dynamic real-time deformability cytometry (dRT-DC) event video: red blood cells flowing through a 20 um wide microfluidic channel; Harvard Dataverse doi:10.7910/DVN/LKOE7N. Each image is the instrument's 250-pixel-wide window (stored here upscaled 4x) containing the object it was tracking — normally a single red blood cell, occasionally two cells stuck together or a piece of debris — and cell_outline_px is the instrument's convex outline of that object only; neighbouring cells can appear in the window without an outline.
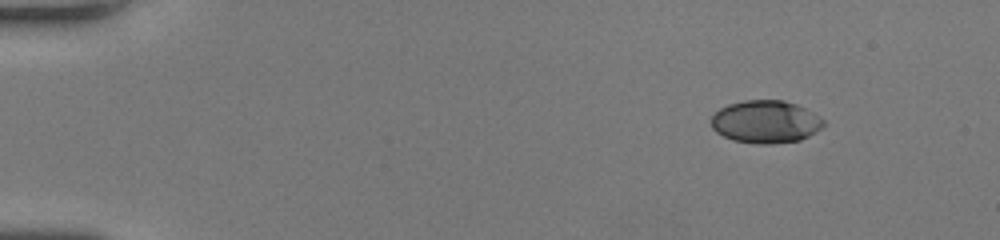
{"species": "human", "species_latin": "Homo sapiens", "temperature_condition": "room temperature", "stored_images_in_passage": 44, "camera_frame_rate_fps": 3000, "um_per_image_px": 0.085, "donor": {"sex": "female"}, "frame": {"image": 1, "passage_image": 1, "time_ms": 0.0, "image_size_px": [1000, 240], "cell_outline_px": [[824, 124], [816, 132], [800, 140], [772, 144], [756, 144], [732, 140], [716, 132], [712, 128], [712, 116], [720, 108], [728, 104], [744, 100], [784, 100], [796, 104], [812, 112], [824, 120]], "centroid_in_image_um": [65.06, 10.35], "position_along_channel_um": 19.9, "area_um2": 27.92}}
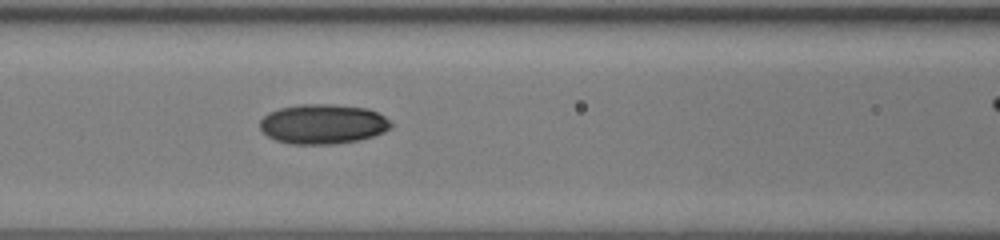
{"frame": {"image": 2, "passage_image": 18, "time_ms": 5.667, "image_size_px": [1000, 240], "cell_outline_px": [[392, 128], [384, 132], [360, 140], [336, 144], [292, 144], [276, 140], [268, 136], [260, 128], [260, 120], [268, 112], [280, 108], [300, 104], [332, 104], [368, 108], [384, 116], [392, 124]], "centroid_in_image_um": [27.45, 10.54], "position_along_channel_um": 139.1, "area_um2": 30.46}}
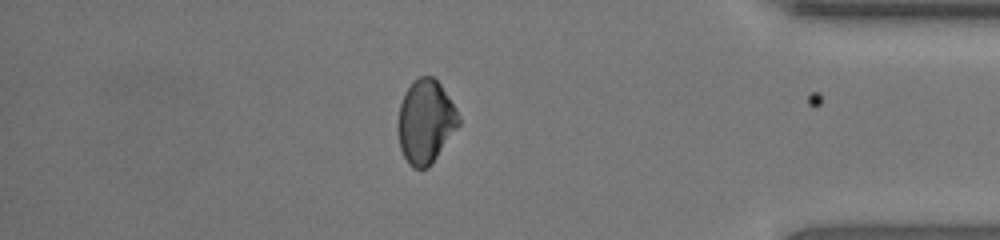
{"frame": {"image": 3, "passage_image": 38, "time_ms": 12.333, "image_size_px": [1000, 240], "cell_outline_px": [[460, 124], [432, 164], [428, 168], [412, 168], [408, 164], [400, 148], [396, 128], [396, 124], [400, 104], [404, 92], [420, 76], [432, 76], [440, 84], [456, 108], [460, 116]], "centroid_in_image_um": [36.16, 10.36], "position_along_channel_um": 399.0, "area_um2": 29.77}, "authors_computed_cell_mechanics": {"area_um2": 29.5069, "velocity_mm_per_s": 4.3181, "shape_relaxation_time_tau1_ms": 2.9803, "shape_relaxation_time_tau2_ms": null, "deformation_change_tau1": 0.0984, "deformation_change_tau2": null}}